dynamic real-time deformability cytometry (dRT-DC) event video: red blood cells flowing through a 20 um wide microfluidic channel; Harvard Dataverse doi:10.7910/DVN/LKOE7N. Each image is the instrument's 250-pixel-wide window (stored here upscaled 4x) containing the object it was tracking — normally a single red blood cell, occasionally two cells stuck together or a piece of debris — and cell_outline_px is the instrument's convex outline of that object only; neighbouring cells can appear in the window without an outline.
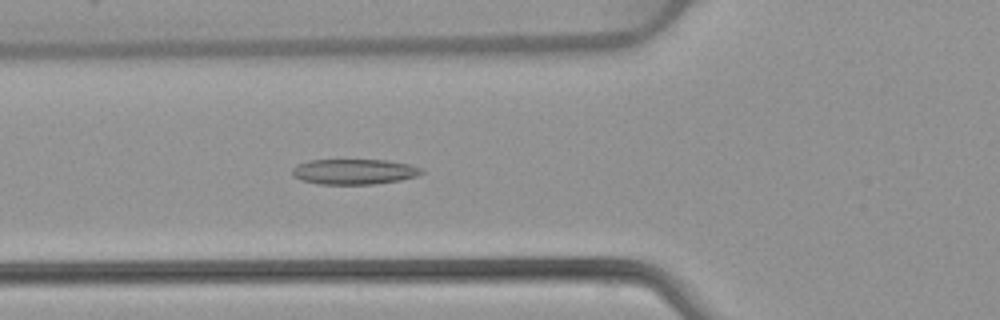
{"species": "common noctule bat (a hibernating species)", "species_latin": "Nyctalus noctula", "temperature_condition": "warm", "stored_images_in_passage": 52, "camera_frame_rate_fps": 3000, "um_per_image_px": 0.085, "animal": {"sex": "female", "body_mass_g": 22.7, "forearm_length_mm": 54.2}, "frame": {"image": 1, "passage_image": 19, "time_ms": 6.0, "image_size_px": [1000, 320], "cell_outline_px": [[424, 172], [416, 176], [400, 180], [372, 184], [320, 184], [300, 180], [292, 176], [292, 168], [296, 164], [308, 160], [384, 160], [408, 164], [424, 168]], "centroid_in_image_um": [30.07, 14.59], "position_along_channel_um": 95.7, "area_um2": 19.19}}
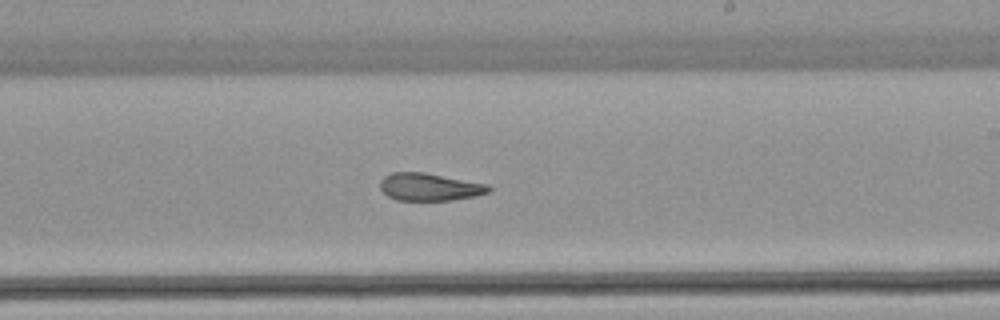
{"frame": {"image": 2, "passage_image": 31, "time_ms": 10.0, "image_size_px": [1000, 320], "cell_outline_px": [[492, 188], [488, 192], [476, 196], [452, 200], [396, 200], [388, 196], [380, 188], [380, 180], [384, 176], [392, 172], [424, 172], [488, 184]], "centroid_in_image_um": [36.51, 15.88], "position_along_channel_um": 252.5, "area_um2": 17.46}}
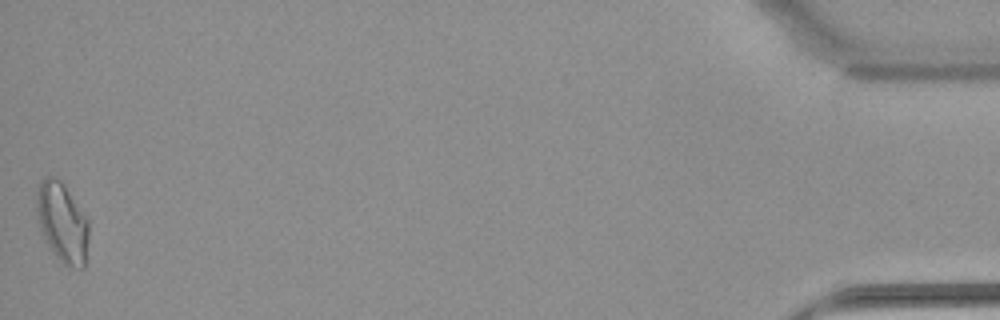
{"frame": {"image": 3, "passage_image": 52, "time_ms": 17.0, "image_size_px": [1000, 320], "cell_outline_px": [[88, 240], [84, 268], [72, 268], [64, 264], [56, 256], [48, 244], [44, 236], [40, 224], [36, 208], [36, 192], [44, 176], [52, 176], [60, 180], [64, 184], [88, 220]], "centroid_in_image_um": [5.3, 18.9], "position_along_channel_um": 429.9, "area_um2": 23.87}, "authors_computed_cell_mechanics": {"area_um2": 19.2185, "velocity_mm_per_s": 3.9197, "shape_relaxation_time_tau1_ms": null, "shape_relaxation_time_tau2_ms": 2.7797, "deformation_change_tau1": null, "deformation_change_tau2": 0.1041}}